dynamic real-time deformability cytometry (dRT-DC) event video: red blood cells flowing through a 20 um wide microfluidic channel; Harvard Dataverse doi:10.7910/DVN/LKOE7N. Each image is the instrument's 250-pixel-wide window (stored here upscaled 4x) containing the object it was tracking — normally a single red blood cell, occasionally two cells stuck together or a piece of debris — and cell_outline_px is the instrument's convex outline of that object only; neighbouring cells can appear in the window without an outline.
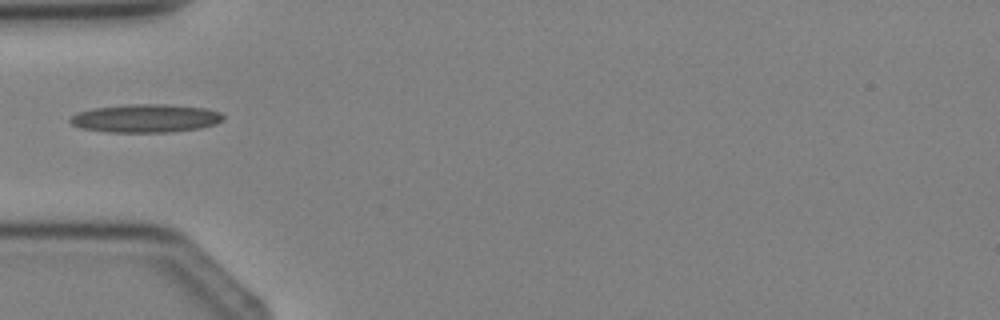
{"species": "Egyptian fruit bat (a non-hibernating species)", "species_latin": "Rousettus aegyptiacus", "temperature_condition": "cold", "stored_images_in_passage": 4, "camera_frame_rate_fps": 3000, "um_per_image_px": 0.085, "animal": {"sex": "female"}, "frame": {"image": 1, "passage_image": 4, "time_ms": 3.667, "image_size_px": [1000, 320], "cell_outline_px": [[224, 120], [216, 124], [200, 128], [168, 132], [108, 132], [80, 128], [72, 124], [68, 120], [72, 116], [80, 112], [92, 108], [128, 104], [168, 104], [204, 108], [220, 112], [224, 116]], "centroid_in_image_um": [12.39, 10.05], "position_along_channel_um": 72.6, "area_um2": 25.26}}